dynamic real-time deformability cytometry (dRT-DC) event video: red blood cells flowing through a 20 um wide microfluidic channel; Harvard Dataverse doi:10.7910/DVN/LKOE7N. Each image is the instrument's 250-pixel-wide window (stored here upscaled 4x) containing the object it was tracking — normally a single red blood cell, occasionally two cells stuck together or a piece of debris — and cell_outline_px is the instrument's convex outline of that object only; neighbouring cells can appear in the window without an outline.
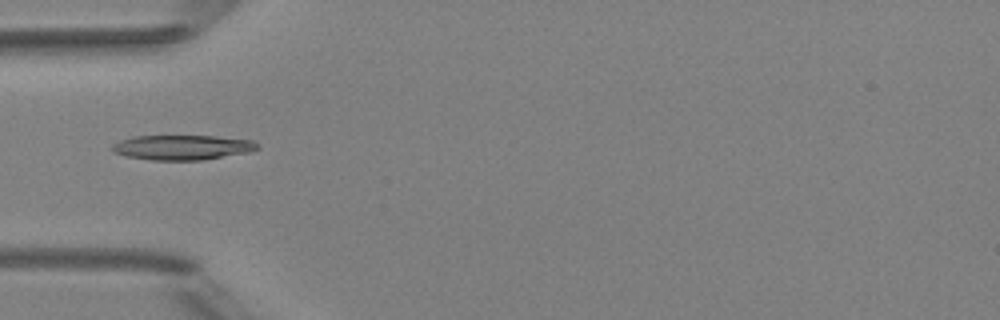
{"species": "Egyptian fruit bat (a non-hibernating species)", "species_latin": "Rousettus aegyptiacus", "temperature_condition": "room temperature", "stored_images_in_passage": 4, "camera_frame_rate_fps": 3000, "um_per_image_px": 0.085, "animal": {"sex": "female"}, "frame": {"image": 1, "passage_image": 4, "time_ms": 4.333, "image_size_px": [1000, 320], "cell_outline_px": [[260, 148], [248, 152], [200, 160], [152, 160], [124, 156], [112, 152], [112, 144], [120, 140], [132, 136], [216, 136], [252, 140], [260, 144]], "centroid_in_image_um": [15.47, 12.52], "position_along_channel_um": 69.5, "area_um2": 21.1}}